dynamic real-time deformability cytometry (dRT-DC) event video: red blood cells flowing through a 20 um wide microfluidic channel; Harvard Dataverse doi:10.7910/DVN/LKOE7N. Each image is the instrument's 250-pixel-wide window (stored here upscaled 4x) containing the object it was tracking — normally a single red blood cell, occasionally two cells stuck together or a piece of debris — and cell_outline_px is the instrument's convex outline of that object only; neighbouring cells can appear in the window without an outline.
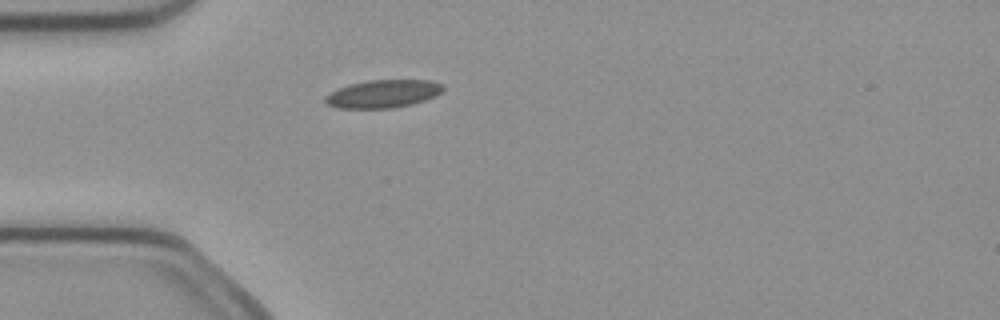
{"species": "common noctule bat (a hibernating species)", "species_latin": "Nyctalus noctula", "temperature_condition": "cold", "stored_images_in_passage": 4, "camera_frame_rate_fps": 3000, "um_per_image_px": 0.085, "animal": {"sex": "female", "body_mass_g": 21.9}, "frame": {"image": 1, "passage_image": 4, "time_ms": 1.0, "image_size_px": [1000, 320], "cell_outline_px": [[444, 88], [436, 96], [412, 104], [392, 108], [336, 108], [328, 104], [324, 100], [324, 96], [328, 92], [348, 84], [368, 80], [428, 80], [440, 84]], "centroid_in_image_um": [32.5, 7.97], "position_along_channel_um": 52.5, "area_um2": 19.19}}